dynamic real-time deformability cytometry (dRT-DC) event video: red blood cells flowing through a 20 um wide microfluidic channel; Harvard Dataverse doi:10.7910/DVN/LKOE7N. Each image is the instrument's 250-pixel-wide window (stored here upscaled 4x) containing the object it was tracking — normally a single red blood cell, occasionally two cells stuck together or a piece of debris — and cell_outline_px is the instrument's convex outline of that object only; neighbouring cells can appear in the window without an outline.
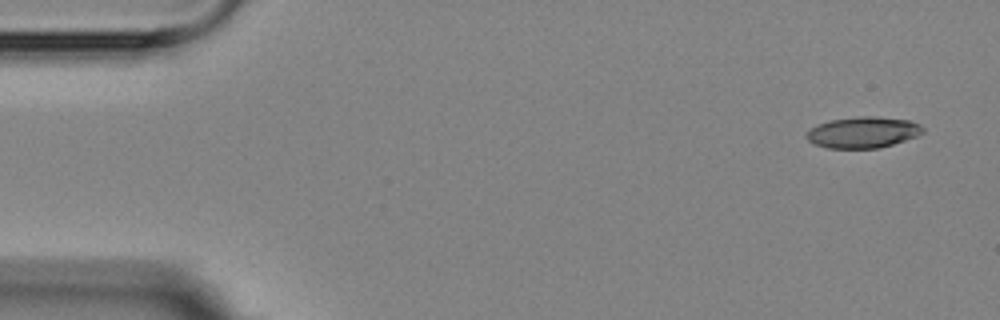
{"species": "Egyptian fruit bat (a non-hibernating species)", "species_latin": "Rousettus aegyptiacus", "temperature_condition": "room temperature", "stored_images_in_passage": 15, "camera_frame_rate_fps": 3000, "um_per_image_px": 0.085, "animal": {"sex": "female"}, "frame": {"image": 1, "passage_image": 1, "time_ms": 0.0, "image_size_px": [1000, 320], "cell_outline_px": [[924, 132], [916, 136], [880, 148], [828, 148], [816, 144], [808, 140], [804, 136], [812, 128], [820, 124], [832, 120], [856, 116], [872, 116], [908, 120], [920, 124], [924, 128]], "centroid_in_image_um": [73.37, 11.25], "position_along_channel_um": 11.6, "area_um2": 20.87}}
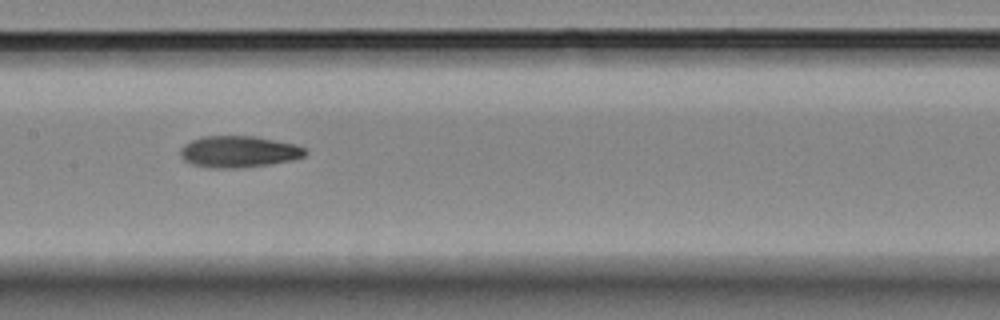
{"frame": {"image": 2, "passage_image": 7, "time_ms": 8.0, "image_size_px": [1000, 320], "cell_outline_px": [[308, 152], [304, 156], [292, 160], [268, 164], [240, 168], [208, 168], [192, 164], [184, 160], [180, 156], [180, 148], [184, 144], [192, 140], [204, 136], [256, 136], [296, 144], [304, 148]], "centroid_in_image_um": [20.28, 12.89], "position_along_channel_um": 187.1, "area_um2": 23.06}}
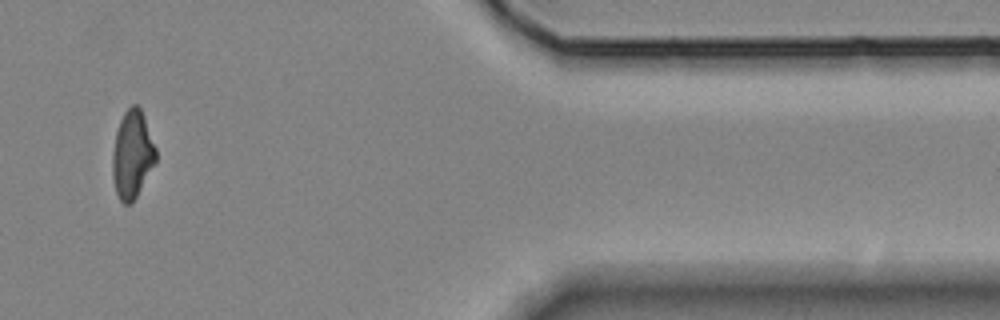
{"frame": {"image": 3, "passage_image": 13, "time_ms": 15.0, "image_size_px": [1000, 320], "cell_outline_px": [[156, 160], [132, 204], [124, 204], [120, 200], [116, 192], [112, 176], [112, 152], [116, 132], [120, 120], [124, 112], [132, 104], [136, 104], [140, 108], [144, 116], [156, 148]], "centroid_in_image_um": [11.23, 13.13], "position_along_channel_um": 400.2, "area_um2": 22.08}, "authors_computed_cell_mechanics": {"area_um2": 22.1374, "velocity_mm_per_s": 3.5906, "shape_relaxation_time_tau1_ms": 6.1925, "shape_relaxation_time_tau2_ms": 5.1867, "deformation_change_tau1": 0.1635, "deformation_change_tau2": 0.1107}}